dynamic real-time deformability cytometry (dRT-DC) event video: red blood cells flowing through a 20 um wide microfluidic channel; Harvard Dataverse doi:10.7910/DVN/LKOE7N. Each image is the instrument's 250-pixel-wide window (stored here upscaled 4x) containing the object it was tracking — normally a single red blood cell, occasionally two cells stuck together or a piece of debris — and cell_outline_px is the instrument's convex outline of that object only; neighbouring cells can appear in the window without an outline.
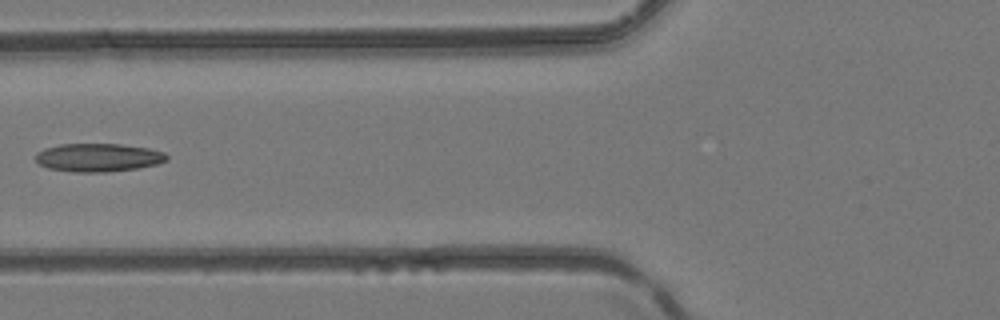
{"species": "common noctule bat (a hibernating species)", "species_latin": "Nyctalus noctula", "temperature_condition": "room temperature", "stored_images_in_passage": 5, "camera_frame_rate_fps": 3000, "um_per_image_px": 0.085, "animal": {"sex": "female", "body_mass_g": 24.6, "forearm_length_mm": 56.2}, "frame": {"image": 1, "passage_image": 5, "time_ms": 1.333, "image_size_px": [1000, 320], "cell_outline_px": [[168, 160], [156, 164], [136, 168], [108, 172], [72, 172], [48, 168], [40, 164], [36, 160], [36, 152], [44, 148], [60, 144], [120, 144], [148, 148], [164, 152], [168, 156]], "centroid_in_image_um": [8.34, 13.39], "position_along_channel_um": 117.5, "area_um2": 21.62}}